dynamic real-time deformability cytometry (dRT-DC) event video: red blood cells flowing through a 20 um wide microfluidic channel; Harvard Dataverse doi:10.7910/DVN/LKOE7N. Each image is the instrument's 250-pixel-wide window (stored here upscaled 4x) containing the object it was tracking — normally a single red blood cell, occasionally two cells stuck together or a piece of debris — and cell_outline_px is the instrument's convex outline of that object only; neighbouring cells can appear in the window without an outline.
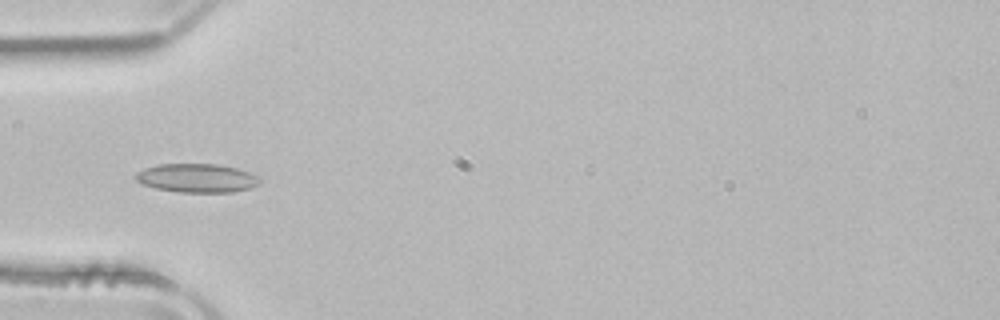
{"species": "common noctule bat (a hibernating species)", "species_latin": "Nyctalus noctula", "temperature_condition": "room temperature", "stored_images_in_passage": 52, "camera_frame_rate_fps": 3000, "um_per_image_px": 0.085, "animal": {"sex": "male", "body_mass_g": 21.5, "forearm_length_mm": 52.0}, "frame": {"image": 1, "passage_image": 17, "time_ms": 5.333, "image_size_px": [1000, 320], "cell_outline_px": [[260, 184], [248, 188], [232, 192], [180, 192], [156, 188], [144, 184], [136, 180], [132, 176], [136, 172], [144, 168], [156, 164], [216, 164], [236, 168], [248, 172], [256, 176], [260, 180]], "centroid_in_image_um": [16.68, 15.13], "position_along_channel_um": 68.3, "area_um2": 20.69}}
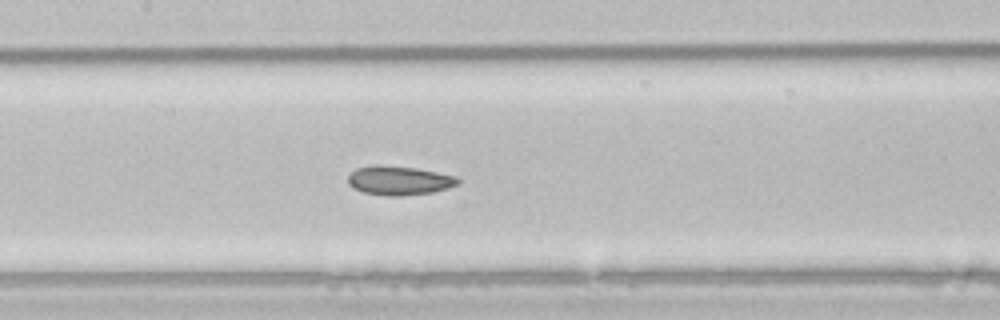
{"frame": {"image": 2, "passage_image": 25, "time_ms": 8.0, "image_size_px": [1000, 320], "cell_outline_px": [[460, 184], [448, 188], [432, 192], [400, 196], [384, 196], [364, 192], [352, 188], [348, 184], [348, 176], [356, 168], [372, 164], [380, 164], [416, 168], [456, 176], [460, 180]], "centroid_in_image_um": [33.9, 15.33], "position_along_channel_um": 173.5, "area_um2": 18.84}}
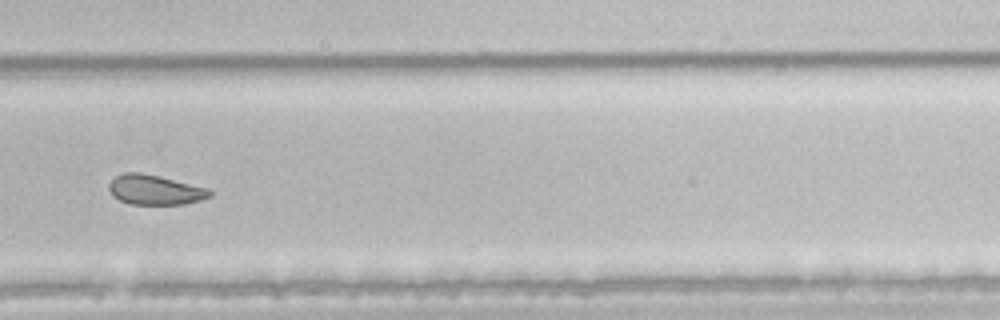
{"frame": {"image": 3, "passage_image": 36, "time_ms": 11.667, "image_size_px": [1000, 320], "cell_outline_px": [[212, 196], [200, 200], [184, 204], [132, 204], [120, 200], [112, 196], [108, 188], [108, 184], [116, 176], [124, 172], [140, 172], [160, 176], [208, 188], [212, 192]], "centroid_in_image_um": [13.16, 16.13], "position_along_channel_um": 316.6, "area_um2": 17.57}, "authors_computed_cell_mechanics": {"area_um2": 20.5768, "velocity_mm_per_s": 3.9241, "shape_relaxation_time_tau1_ms": 8.8791, "shape_relaxation_time_tau2_ms": 2.2138, "deformation_change_tau1": 0.1597, "deformation_change_tau2": 0.0732}}